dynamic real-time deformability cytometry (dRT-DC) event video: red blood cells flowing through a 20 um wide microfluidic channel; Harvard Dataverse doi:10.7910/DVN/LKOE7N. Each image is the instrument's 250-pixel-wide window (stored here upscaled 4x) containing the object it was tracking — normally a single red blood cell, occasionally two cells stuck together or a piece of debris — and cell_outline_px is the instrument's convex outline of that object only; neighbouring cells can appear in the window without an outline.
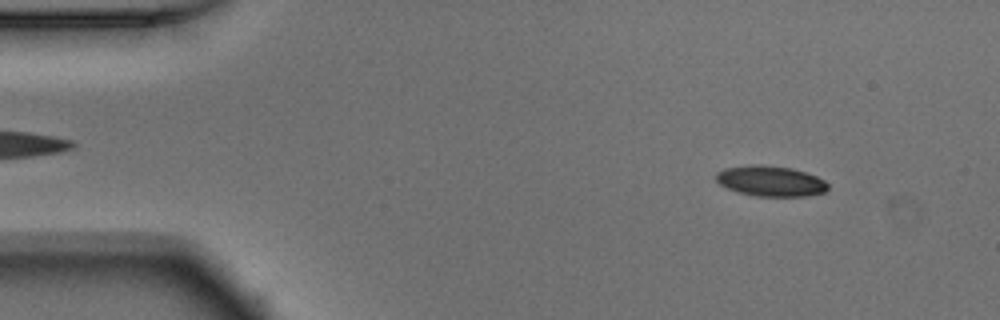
{"species": "Egyptian fruit bat (a non-hibernating species)", "species_latin": "Rousettus aegyptiacus", "temperature_condition": "warm", "stored_images_in_passage": 49, "camera_frame_rate_fps": 3000, "um_per_image_px": 0.085, "animal": {"sex": "male"}, "frame": {"image": 1, "passage_image": 4, "time_ms": 1.0, "image_size_px": [1000, 320], "cell_outline_px": [[828, 188], [824, 192], [808, 196], [756, 196], [740, 192], [728, 188], [720, 184], [716, 180], [716, 172], [724, 168], [752, 164], [764, 164], [792, 168], [816, 176], [824, 180], [828, 184]], "centroid_in_image_um": [65.5, 15.38], "position_along_channel_um": 19.5, "area_um2": 19.88}}
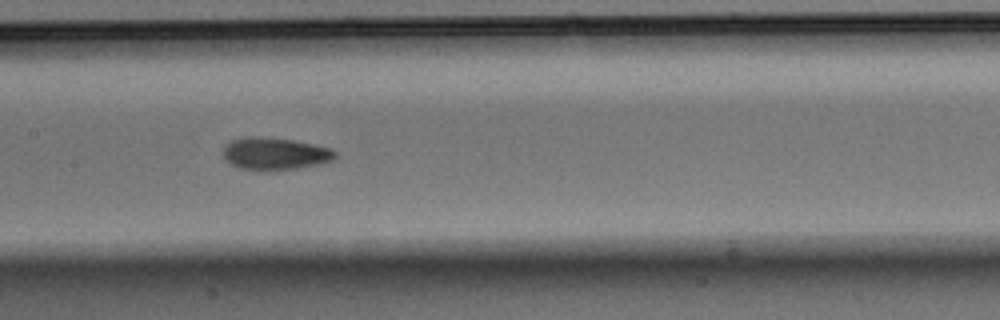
{"frame": {"image": 2, "passage_image": 23, "time_ms": 7.333, "image_size_px": [1000, 320], "cell_outline_px": [[336, 156], [332, 160], [320, 164], [300, 168], [268, 172], [264, 172], [240, 168], [232, 164], [224, 156], [224, 148], [232, 140], [252, 136], [256, 136], [292, 140], [316, 144], [332, 148], [336, 152]], "centroid_in_image_um": [23.42, 13.09], "position_along_channel_um": 184.0, "area_um2": 21.27}}
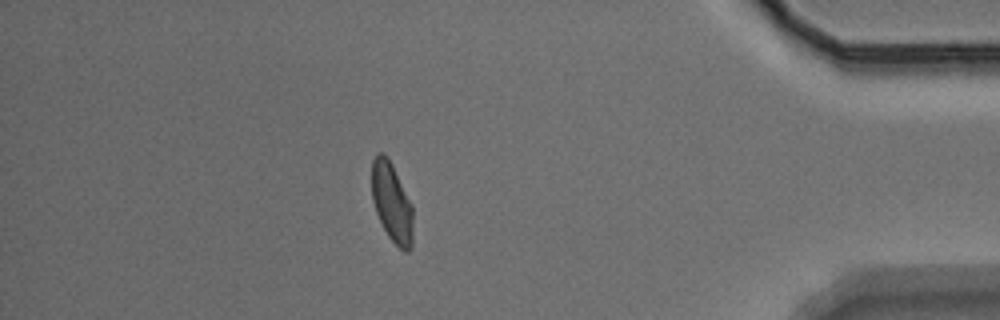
{"frame": {"image": 3, "passage_image": 43, "time_ms": 14.0, "image_size_px": [1000, 320], "cell_outline_px": [[412, 248], [408, 252], [404, 252], [388, 236], [376, 212], [372, 200], [372, 160], [376, 152], [384, 152], [388, 156], [412, 204]], "centroid_in_image_um": [33.3, 17.18], "position_along_channel_um": 401.9, "area_um2": 19.13}, "authors_computed_cell_mechanics": {"area_um2": 19.941, "velocity_mm_per_s": 3.9042, "shape_relaxation_time_tau1_ms": 3.541, "shape_relaxation_time_tau2_ms": 1.8037, "deformation_change_tau1": 0.1316, "deformation_change_tau2": 0.0574}}